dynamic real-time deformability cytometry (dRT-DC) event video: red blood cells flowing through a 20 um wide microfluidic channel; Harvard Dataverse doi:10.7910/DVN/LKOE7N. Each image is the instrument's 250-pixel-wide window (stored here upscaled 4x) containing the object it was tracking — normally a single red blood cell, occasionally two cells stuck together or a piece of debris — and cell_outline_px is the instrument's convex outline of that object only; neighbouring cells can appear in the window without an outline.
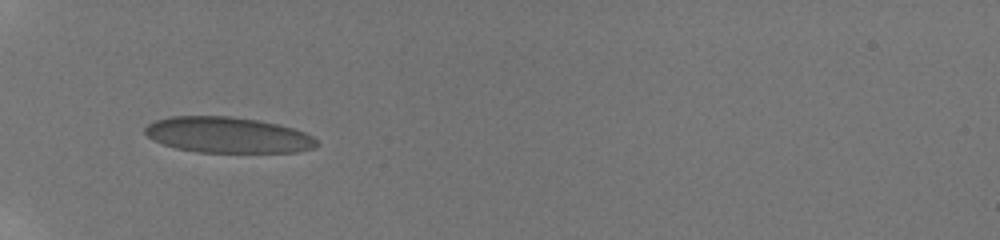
{"species": "human", "species_latin": "Homo sapiens", "temperature_condition": "room temperature", "stored_images_in_passage": 2, "camera_frame_rate_fps": 3000, "um_per_image_px": 0.085, "donor": {"sex": "male"}, "frame": {"image": 1, "passage_image": 1, "time_ms": 0.0, "image_size_px": [1000, 240], "cell_outline_px": [[320, 144], [316, 148], [296, 152], [196, 152], [176, 148], [152, 140], [144, 132], [144, 128], [148, 124], [156, 120], [172, 116], [232, 116], [260, 120], [280, 124], [304, 132], [312, 136]], "centroid_in_image_um": [19.38, 11.47], "position_along_channel_um": 65.6, "area_um2": 36.07}}